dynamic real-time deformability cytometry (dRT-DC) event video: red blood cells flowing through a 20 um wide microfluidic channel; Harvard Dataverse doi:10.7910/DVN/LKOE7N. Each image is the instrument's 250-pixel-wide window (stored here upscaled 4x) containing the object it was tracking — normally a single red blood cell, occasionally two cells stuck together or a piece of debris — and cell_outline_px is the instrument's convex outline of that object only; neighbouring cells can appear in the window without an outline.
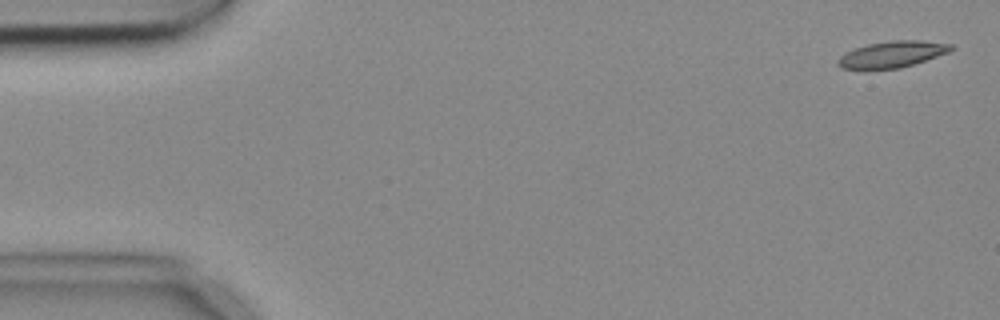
{"species": "common noctule bat (a hibernating species)", "species_latin": "Nyctalus noctula", "temperature_condition": "cold", "stored_images_in_passage": 4, "camera_frame_rate_fps": 3000, "um_per_image_px": 0.085, "animal": {"sex": "female", "body_mass_g": 18.4}, "frame": {"image": 1, "passage_image": 1, "time_ms": 0.0, "image_size_px": [1000, 320], "cell_outline_px": [[956, 48], [948, 52], [900, 68], [840, 68], [836, 64], [836, 60], [844, 52], [868, 44], [892, 40], [924, 40], [952, 44]], "centroid_in_image_um": [75.83, 4.59], "position_along_channel_um": 9.2, "area_um2": 17.17}}